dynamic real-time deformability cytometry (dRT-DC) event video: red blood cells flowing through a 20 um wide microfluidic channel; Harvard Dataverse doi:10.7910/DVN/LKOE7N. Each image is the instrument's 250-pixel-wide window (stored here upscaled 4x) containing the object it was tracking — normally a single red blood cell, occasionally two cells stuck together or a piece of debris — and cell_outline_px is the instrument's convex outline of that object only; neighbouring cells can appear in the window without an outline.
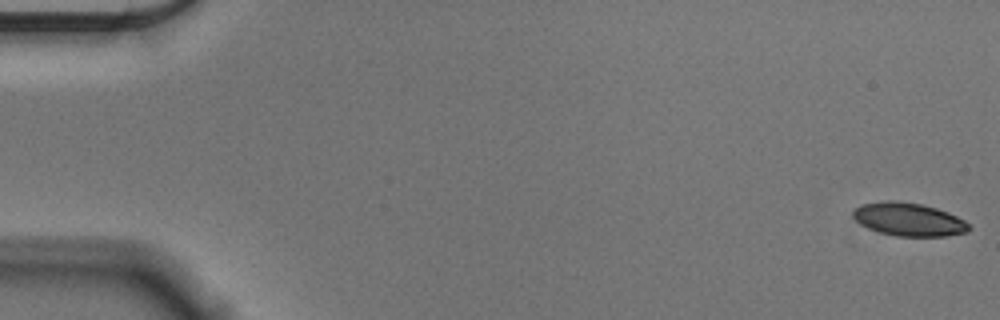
{"species": "Egyptian fruit bat (a non-hibernating species)", "species_latin": "Rousettus aegyptiacus", "temperature_condition": "cold", "stored_images_in_passage": 56, "camera_frame_rate_fps": 3000, "um_per_image_px": 0.085, "animal": {"sex": "male"}, "frame": {"image": 1, "passage_image": 1, "time_ms": 0.0, "image_size_px": [1000, 320], "cell_outline_px": [[972, 228], [968, 232], [944, 236], [896, 236], [880, 232], [868, 228], [860, 224], [852, 216], [852, 212], [860, 204], [880, 200], [896, 200], [920, 204], [936, 208], [948, 212], [964, 220]], "centroid_in_image_um": [77.22, 18.64], "position_along_channel_um": 7.8, "area_um2": 22.54}}
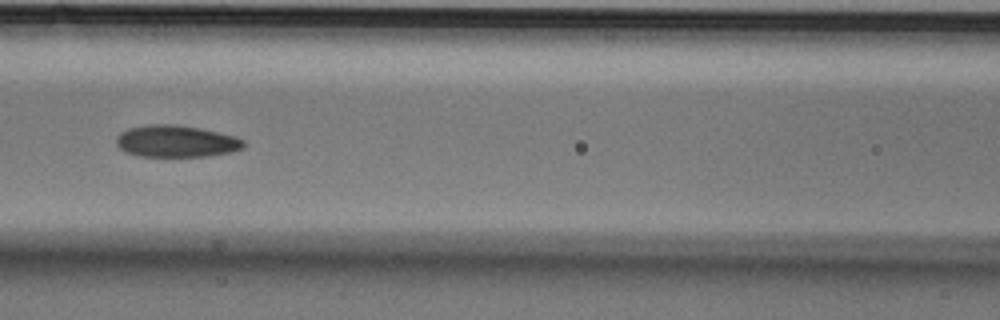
{"frame": {"image": 2, "passage_image": 25, "time_ms": 8.0, "image_size_px": [1000, 320], "cell_outline_px": [[244, 148], [232, 152], [212, 156], [140, 156], [124, 152], [116, 144], [116, 136], [120, 132], [128, 128], [148, 124], [176, 124], [200, 128], [236, 136], [244, 140]], "centroid_in_image_um": [14.98, 12.0], "position_along_channel_um": 151.6, "area_um2": 23.93}}
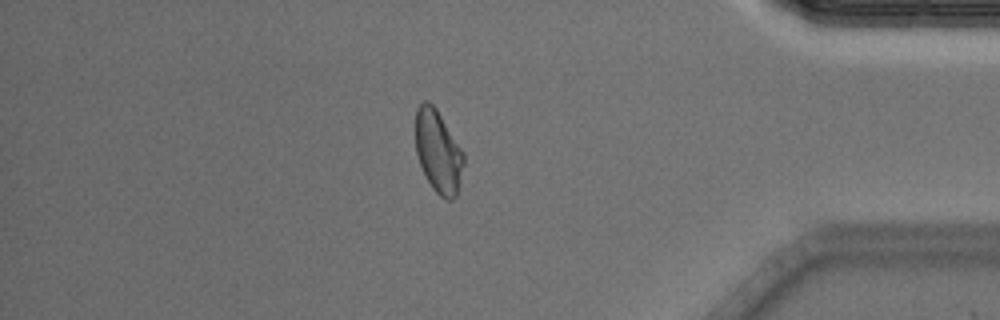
{"frame": {"image": 3, "passage_image": 48, "time_ms": 15.667, "image_size_px": [1000, 320], "cell_outline_px": [[464, 164], [460, 184], [456, 196], [452, 200], [444, 200], [432, 188], [420, 164], [416, 152], [416, 108], [424, 100], [428, 100], [436, 108], [464, 152]], "centroid_in_image_um": [37.26, 12.89], "position_along_channel_um": 397.9, "area_um2": 23.24}, "authors_computed_cell_mechanics": {"area_um2": 23.5824, "velocity_mm_per_s": 3.609, "shape_relaxation_time_tau1_ms": 5.645, "shape_relaxation_time_tau2_ms": 3.1647, "deformation_change_tau1": 0.1344, "deformation_change_tau2": 0.0873}}